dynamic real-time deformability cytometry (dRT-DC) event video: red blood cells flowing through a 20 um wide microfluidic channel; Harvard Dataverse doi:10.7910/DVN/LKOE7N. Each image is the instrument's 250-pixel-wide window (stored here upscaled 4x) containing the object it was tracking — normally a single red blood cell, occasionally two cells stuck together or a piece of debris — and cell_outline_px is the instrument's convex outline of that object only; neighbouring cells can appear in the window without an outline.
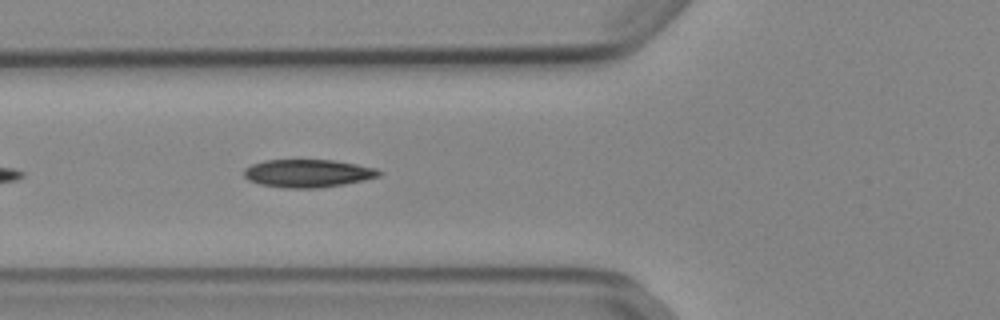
{"species": "Egyptian fruit bat (a non-hibernating species)", "species_latin": "Rousettus aegyptiacus", "temperature_condition": "cold", "stored_images_in_passage": 14, "camera_frame_rate_fps": 3000, "um_per_image_px": 0.085, "animal": {"sex": "female"}, "frame": {"image": 1, "passage_image": 5, "time_ms": 1.333, "image_size_px": [1000, 320], "cell_outline_px": [[384, 172], [380, 176], [364, 180], [344, 184], [320, 188], [284, 188], [260, 184], [248, 180], [244, 176], [244, 168], [252, 164], [264, 160], [332, 160], [356, 164], [376, 168]], "centroid_in_image_um": [26.17, 14.73], "position_along_channel_um": 99.6, "area_um2": 22.08}}
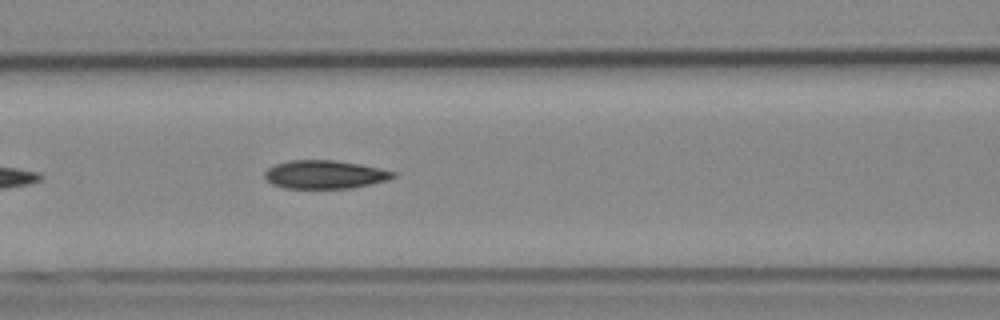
{"frame": {"image": 2, "passage_image": 8, "time_ms": 2.333, "image_size_px": [1000, 320], "cell_outline_px": [[396, 176], [388, 180], [352, 188], [284, 188], [272, 184], [264, 176], [264, 172], [268, 168], [276, 164], [288, 160], [332, 160], [360, 164], [380, 168], [396, 172]], "centroid_in_image_um": [27.61, 14.83], "position_along_channel_um": 139.0, "area_um2": 21.21}}